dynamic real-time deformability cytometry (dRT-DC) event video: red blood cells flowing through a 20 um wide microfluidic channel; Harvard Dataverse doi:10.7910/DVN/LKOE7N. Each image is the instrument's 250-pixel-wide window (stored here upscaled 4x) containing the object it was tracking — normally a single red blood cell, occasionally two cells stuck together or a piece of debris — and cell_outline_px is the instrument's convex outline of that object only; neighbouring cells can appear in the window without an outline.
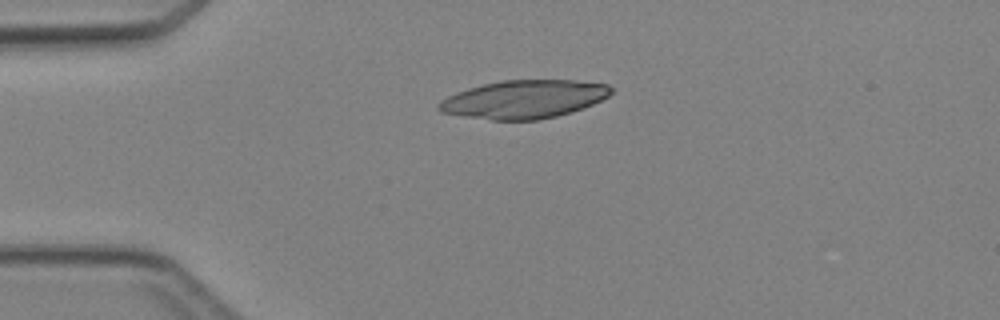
{"species": "Egyptian fruit bat (a non-hibernating species)", "species_latin": "Rousettus aegyptiacus", "temperature_condition": "cold", "stored_images_in_passage": 4, "camera_frame_rate_fps": 3000, "um_per_image_px": 0.085, "animal": {"sex": "female"}, "frame": {"image": 1, "passage_image": 3, "time_ms": 3.333, "image_size_px": [1000, 320], "cell_outline_px": [[612, 92], [608, 96], [592, 104], [556, 116], [540, 120], [492, 120], [464, 116], [440, 112], [436, 108], [436, 104], [440, 100], [456, 92], [468, 88], [500, 80], [576, 80], [608, 84], [612, 88]], "centroid_in_image_um": [44.49, 8.43], "position_along_channel_um": 40.5, "area_um2": 38.32}}